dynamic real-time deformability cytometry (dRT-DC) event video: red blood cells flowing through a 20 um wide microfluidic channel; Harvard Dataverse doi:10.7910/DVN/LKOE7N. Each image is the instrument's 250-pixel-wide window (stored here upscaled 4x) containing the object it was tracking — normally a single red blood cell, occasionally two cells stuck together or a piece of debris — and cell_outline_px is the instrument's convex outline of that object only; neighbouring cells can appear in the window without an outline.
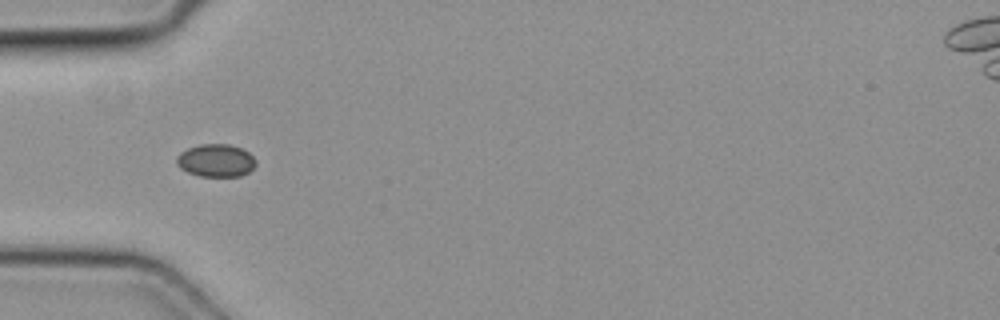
{"species": "common noctule bat (a hibernating species)", "species_latin": "Nyctalus noctula", "temperature_condition": "cold", "stored_images_in_passage": 5, "camera_frame_rate_fps": 3000, "um_per_image_px": 0.085, "animal": {"sex": "female", "body_mass_g": 19.3, "forearm_length_mm": 54.1}, "frame": {"image": 1, "passage_image": 4, "time_ms": 1.0, "image_size_px": [1000, 320], "cell_outline_px": [[256, 164], [248, 172], [240, 176], [200, 176], [188, 172], [180, 168], [176, 164], [176, 156], [180, 152], [188, 148], [200, 144], [228, 144], [240, 148], [248, 152], [256, 160]], "centroid_in_image_um": [18.33, 13.64], "position_along_channel_um": 66.7, "area_um2": 15.09}}
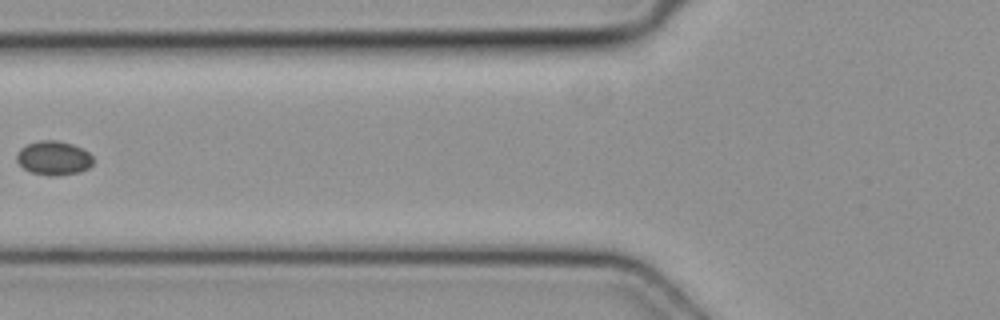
{"frame": {"image": 2, "passage_image": 5, "time_ms": 1.333, "image_size_px": [1000, 320], "cell_outline_px": [[92, 164], [88, 168], [80, 172], [52, 176], [48, 176], [32, 172], [24, 168], [16, 160], [16, 152], [20, 148], [28, 144], [40, 140], [56, 140], [72, 144], [88, 152], [92, 156]], "centroid_in_image_um": [4.54, 13.43], "position_along_channel_um": 121.3, "area_um2": 15.09}}